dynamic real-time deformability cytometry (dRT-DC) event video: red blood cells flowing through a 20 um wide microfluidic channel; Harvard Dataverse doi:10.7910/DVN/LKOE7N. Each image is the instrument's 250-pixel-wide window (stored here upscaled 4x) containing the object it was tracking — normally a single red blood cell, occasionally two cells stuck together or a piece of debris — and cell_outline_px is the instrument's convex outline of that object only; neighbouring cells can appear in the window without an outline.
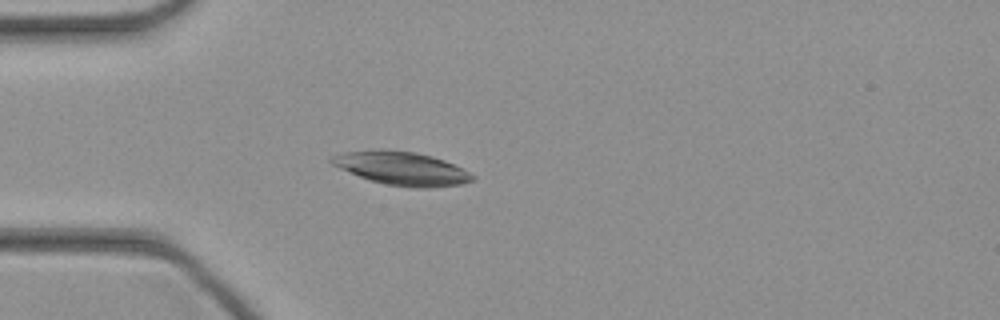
{"species": "common noctule bat (a hibernating species)", "species_latin": "Nyctalus noctula", "temperature_condition": "cold", "stored_images_in_passage": 34, "camera_frame_rate_fps": 3000, "um_per_image_px": 0.085, "animal": {"sex": "female", "body_mass_g": 21.9}, "frame": {"image": 1, "passage_image": 1, "time_ms": 0.0, "image_size_px": [1000, 320], "cell_outline_px": [[476, 180], [460, 184], [432, 188], [416, 188], [384, 184], [360, 176], [340, 168], [332, 164], [328, 160], [332, 156], [344, 152], [416, 152], [432, 156], [444, 160], [476, 176]], "centroid_in_image_um": [34.22, 14.36], "position_along_channel_um": 50.8, "area_um2": 26.41}}
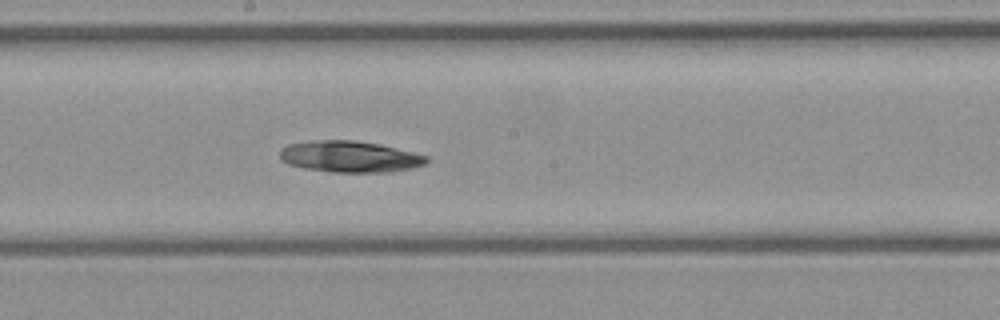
{"frame": {"image": 2, "passage_image": 13, "time_ms": 4.0, "image_size_px": [1000, 320], "cell_outline_px": [[428, 160], [424, 164], [412, 168], [392, 172], [332, 172], [304, 168], [288, 164], [280, 160], [280, 148], [288, 144], [312, 140], [356, 140], [380, 144], [428, 156]], "centroid_in_image_um": [29.7, 13.31], "position_along_channel_um": 218.5, "area_um2": 26.93}}
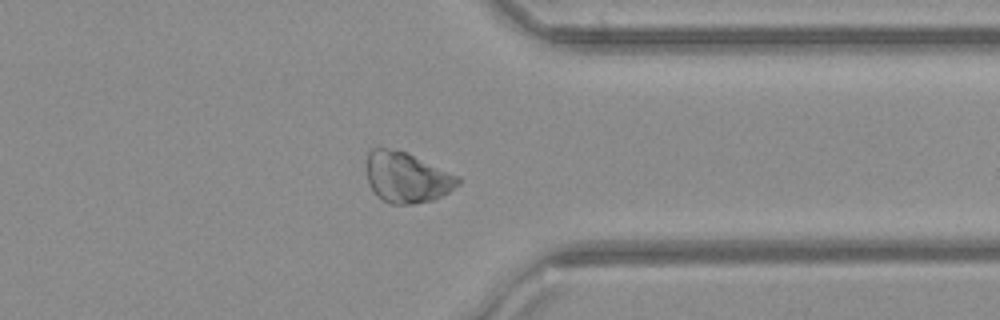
{"frame": {"image": 3, "passage_image": 24, "time_ms": 7.667, "image_size_px": [1000, 320], "cell_outline_px": [[460, 184], [448, 192], [432, 200], [412, 204], [388, 204], [380, 200], [372, 192], [368, 184], [368, 152], [372, 148], [388, 148], [408, 152], [460, 176]], "centroid_in_image_um": [34.58, 15.09], "position_along_channel_um": 376.8, "area_um2": 27.22}}